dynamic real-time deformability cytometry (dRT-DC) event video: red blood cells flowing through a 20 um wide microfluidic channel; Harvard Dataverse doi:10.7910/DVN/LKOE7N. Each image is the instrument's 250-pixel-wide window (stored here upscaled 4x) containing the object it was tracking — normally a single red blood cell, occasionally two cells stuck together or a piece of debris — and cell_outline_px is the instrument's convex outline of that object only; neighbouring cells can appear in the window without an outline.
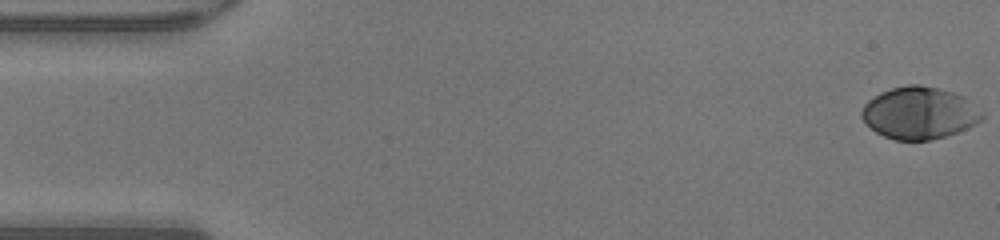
{"species": "human", "species_latin": "Homo sapiens", "temperature_condition": "warm", "stored_images_in_passage": 48, "camera_frame_rate_fps": 3000, "um_per_image_px": 0.085, "donor": {"sex": "male"}, "frame": {"image": 1, "passage_image": 1, "time_ms": 0.0, "image_size_px": [1000, 240], "cell_outline_px": [[984, 116], [980, 120], [968, 128], [944, 136], [928, 140], [896, 140], [884, 136], [876, 132], [860, 116], [860, 112], [864, 104], [868, 100], [880, 92], [892, 88], [908, 84], [920, 84], [952, 92], [964, 96], [984, 112]], "centroid_in_image_um": [78.14, 9.59], "position_along_channel_um": 6.9, "area_um2": 36.47}}
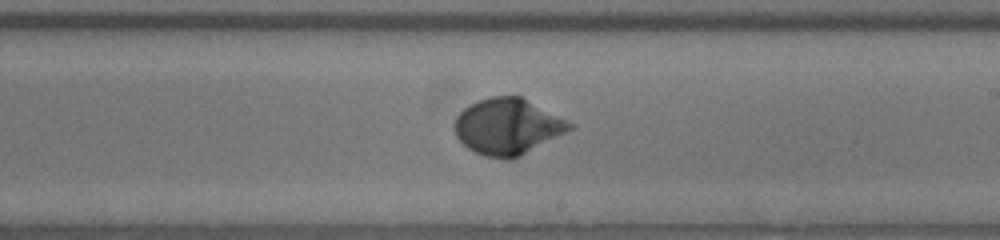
{"frame": {"image": 2, "passage_image": 28, "time_ms": 9.0, "image_size_px": [1000, 240], "cell_outline_px": [[576, 124], [572, 128], [520, 156], [512, 160], [504, 160], [484, 156], [468, 148], [456, 136], [452, 124], [456, 116], [464, 108], [480, 100], [492, 96], [520, 96]], "centroid_in_image_um": [43.12, 10.76], "position_along_channel_um": 245.9, "area_um2": 37.45}}
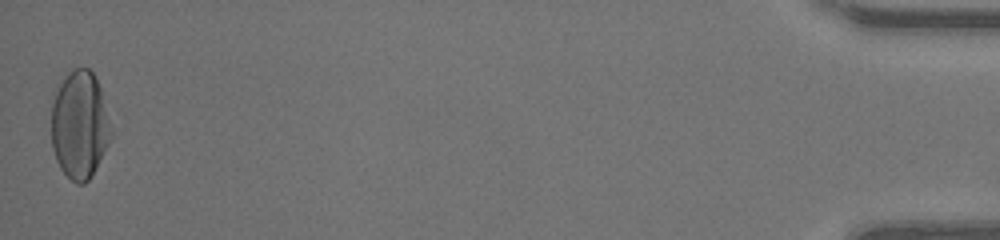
{"frame": {"image": 3, "passage_image": 48, "time_ms": 15.667, "image_size_px": [1000, 240], "cell_outline_px": [[112, 136], [92, 176], [84, 184], [76, 184], [60, 168], [56, 160], [52, 148], [52, 104], [56, 92], [60, 84], [68, 72], [72, 68], [88, 68], [92, 72], [100, 88], [112, 132]], "centroid_in_image_um": [6.76, 10.64], "position_along_channel_um": 428.4, "area_um2": 37.17}, "authors_computed_cell_mechanics": {"area_um2": 35.547, "velocity_mm_per_s": 4.3068, "shape_relaxation_time_tau1_ms": 2.8622, "shape_relaxation_time_tau2_ms": null, "deformation_change_tau1": 0.208, "deformation_change_tau2": null}}